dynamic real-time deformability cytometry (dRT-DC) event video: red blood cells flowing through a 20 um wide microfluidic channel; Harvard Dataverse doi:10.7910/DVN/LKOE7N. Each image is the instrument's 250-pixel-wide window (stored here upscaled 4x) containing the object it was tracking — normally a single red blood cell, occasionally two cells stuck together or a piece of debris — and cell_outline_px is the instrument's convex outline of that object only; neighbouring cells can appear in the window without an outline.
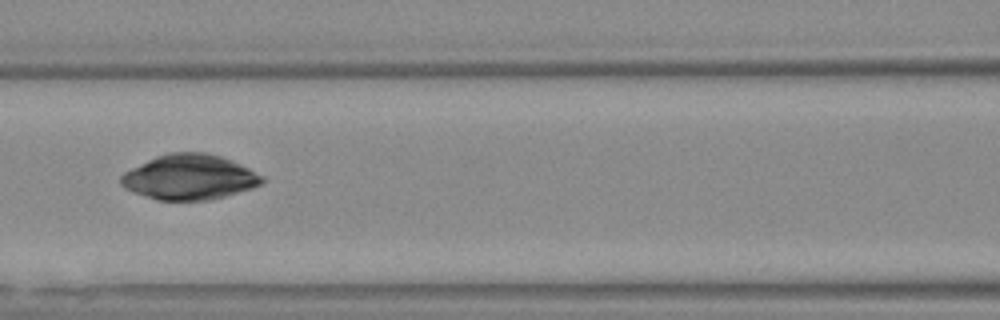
{"species": "Egyptian fruit bat (a non-hibernating species)", "species_latin": "Rousettus aegyptiacus", "temperature_condition": "warm", "stored_images_in_passage": 39, "camera_frame_rate_fps": 3000, "um_per_image_px": 0.085, "animal": {"sex": "female"}, "frame": {"image": 1, "passage_image": 9, "time_ms": 2.667, "image_size_px": [1000, 320], "cell_outline_px": [[264, 180], [260, 184], [252, 188], [224, 196], [208, 200], [160, 200], [132, 192], [124, 188], [120, 184], [120, 176], [124, 172], [156, 156], [168, 152], [204, 152], [220, 156], [232, 160], [264, 176]], "centroid_in_image_um": [16.08, 15.05], "position_along_channel_um": 150.5, "area_um2": 36.93}}
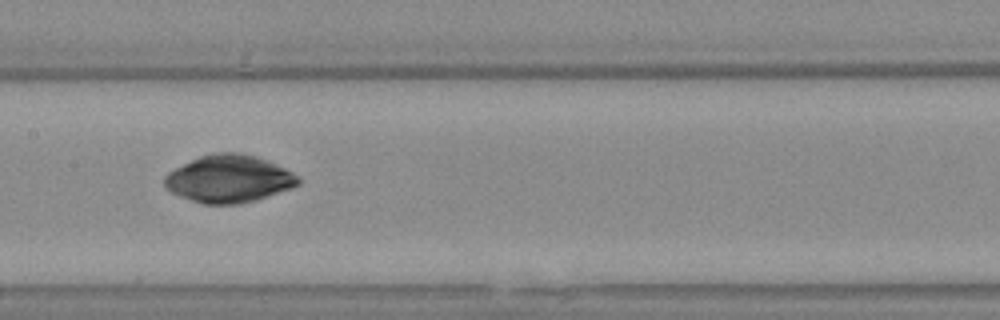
{"frame": {"image": 2, "passage_image": 12, "time_ms": 3.667, "image_size_px": [1000, 320], "cell_outline_px": [[300, 184], [292, 188], [256, 200], [240, 204], [204, 204], [180, 196], [172, 192], [164, 184], [164, 176], [168, 172], [200, 156], [212, 152], [236, 152], [256, 156], [268, 160], [292, 172], [300, 180]], "centroid_in_image_um": [19.47, 15.2], "position_along_channel_um": 187.9, "area_um2": 36.82}}